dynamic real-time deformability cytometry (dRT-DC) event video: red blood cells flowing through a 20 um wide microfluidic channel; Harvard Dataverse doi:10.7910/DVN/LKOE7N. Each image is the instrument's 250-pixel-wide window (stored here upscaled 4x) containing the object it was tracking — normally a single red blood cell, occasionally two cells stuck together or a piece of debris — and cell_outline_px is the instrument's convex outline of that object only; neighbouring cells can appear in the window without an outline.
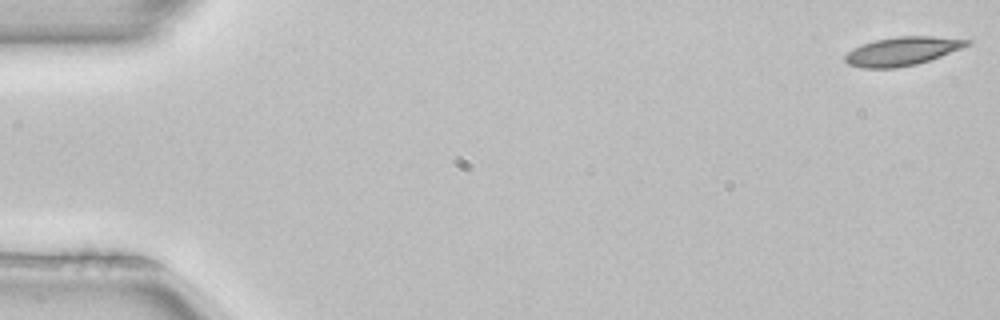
{"species": "common noctule bat (a hibernating species)", "species_latin": "Nyctalus noctula", "temperature_condition": "room temperature", "stored_images_in_passage": 4, "camera_frame_rate_fps": 3000, "um_per_image_px": 0.085, "animal": {"sex": "female", "body_mass_g": 22.7, "forearm_length_mm": 54.2}, "frame": {"image": 1, "passage_image": 1, "time_ms": 0.0, "image_size_px": [1000, 320], "cell_outline_px": [[972, 40], [968, 44], [960, 48], [940, 56], [916, 64], [896, 68], [860, 68], [848, 64], [844, 60], [844, 56], [848, 52], [864, 44], [876, 40], [900, 36], [932, 36]], "centroid_in_image_um": [76.66, 4.36], "position_along_channel_um": 8.3, "area_um2": 19.88}}
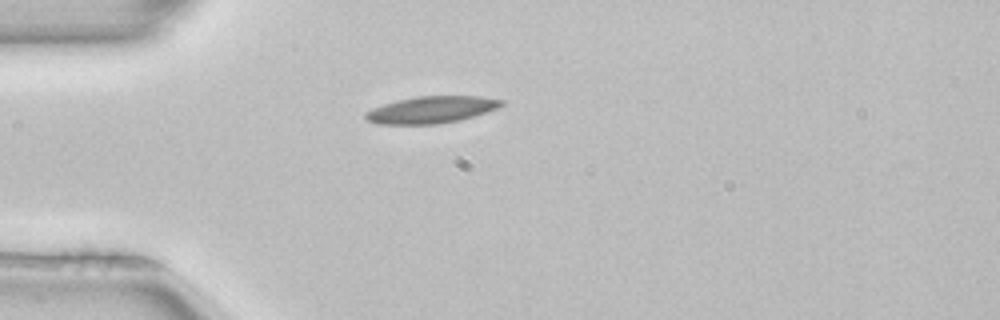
{"frame": {"image": 2, "passage_image": 4, "time_ms": 1.0, "image_size_px": [1000, 320], "cell_outline_px": [[504, 104], [496, 108], [460, 120], [436, 124], [376, 124], [368, 120], [364, 116], [364, 112], [372, 108], [384, 104], [416, 96], [480, 96], [504, 100]], "centroid_in_image_um": [36.64, 9.32], "position_along_channel_um": 48.4, "area_um2": 21.1}}